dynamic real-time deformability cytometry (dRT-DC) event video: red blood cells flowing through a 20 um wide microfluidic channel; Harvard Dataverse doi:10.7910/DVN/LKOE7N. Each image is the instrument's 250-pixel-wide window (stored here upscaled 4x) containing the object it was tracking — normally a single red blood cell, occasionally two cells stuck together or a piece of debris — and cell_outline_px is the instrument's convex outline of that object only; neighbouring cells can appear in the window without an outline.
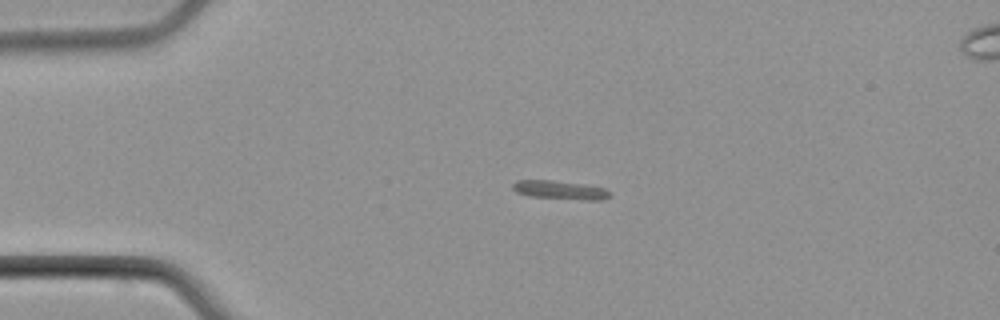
{"species": "common noctule bat (a hibernating species)", "species_latin": "Nyctalus noctula", "temperature_condition": "cold", "stored_images_in_passage": 5, "camera_frame_rate_fps": 3000, "um_per_image_px": 0.085, "animal": {"sex": "male", "body_mass_g": 21.5, "forearm_length_mm": 52.0}, "frame": {"image": 1, "passage_image": 3, "time_ms": 2.333, "image_size_px": [1000, 320], "cell_outline_px": [[612, 196], [604, 200], [584, 200], [528, 196], [516, 192], [512, 188], [512, 184], [516, 180], [552, 180], [588, 184], [604, 188]], "centroid_in_image_um": [47.62, 16.15], "position_along_channel_um": 37.4, "area_um2": 10.75}}